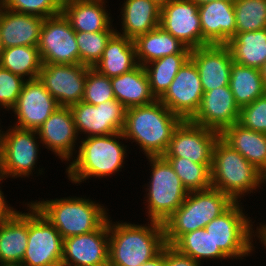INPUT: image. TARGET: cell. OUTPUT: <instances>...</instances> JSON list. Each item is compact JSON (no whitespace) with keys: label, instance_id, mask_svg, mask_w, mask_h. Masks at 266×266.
Segmentation results:
<instances>
[{"label":"cell","instance_id":"6da1fadb","mask_svg":"<svg viewBox=\"0 0 266 266\" xmlns=\"http://www.w3.org/2000/svg\"><path fill=\"white\" fill-rule=\"evenodd\" d=\"M108 217V266H141L156 256L164 247L162 223L150 221L139 225L123 221L113 222Z\"/></svg>","mask_w":266,"mask_h":266},{"label":"cell","instance_id":"7a4b0ae2","mask_svg":"<svg viewBox=\"0 0 266 266\" xmlns=\"http://www.w3.org/2000/svg\"><path fill=\"white\" fill-rule=\"evenodd\" d=\"M183 120L159 100L126 109L123 135L137 142L145 156H163L175 129Z\"/></svg>","mask_w":266,"mask_h":266},{"label":"cell","instance_id":"3957f363","mask_svg":"<svg viewBox=\"0 0 266 266\" xmlns=\"http://www.w3.org/2000/svg\"><path fill=\"white\" fill-rule=\"evenodd\" d=\"M120 139L126 140L123 132L82 138L76 159L67 166L68 179L80 184L89 177L105 178L120 171L127 154V145L121 144Z\"/></svg>","mask_w":266,"mask_h":266},{"label":"cell","instance_id":"277c9868","mask_svg":"<svg viewBox=\"0 0 266 266\" xmlns=\"http://www.w3.org/2000/svg\"><path fill=\"white\" fill-rule=\"evenodd\" d=\"M30 203L57 229L63 239L93 232L110 216L106 208L96 201L76 196Z\"/></svg>","mask_w":266,"mask_h":266},{"label":"cell","instance_id":"5b68a950","mask_svg":"<svg viewBox=\"0 0 266 266\" xmlns=\"http://www.w3.org/2000/svg\"><path fill=\"white\" fill-rule=\"evenodd\" d=\"M233 203L228 195L213 187L189 192L182 205L163 223L165 243L173 245L182 235L204 228Z\"/></svg>","mask_w":266,"mask_h":266},{"label":"cell","instance_id":"8992f818","mask_svg":"<svg viewBox=\"0 0 266 266\" xmlns=\"http://www.w3.org/2000/svg\"><path fill=\"white\" fill-rule=\"evenodd\" d=\"M211 184L234 202L238 198L241 202L242 195L261 188L263 173L219 138L213 151Z\"/></svg>","mask_w":266,"mask_h":266},{"label":"cell","instance_id":"52a82bcc","mask_svg":"<svg viewBox=\"0 0 266 266\" xmlns=\"http://www.w3.org/2000/svg\"><path fill=\"white\" fill-rule=\"evenodd\" d=\"M151 166L150 182L146 188L147 217L164 223L184 202L188 191L171 164L163 156H147Z\"/></svg>","mask_w":266,"mask_h":266},{"label":"cell","instance_id":"ba28073f","mask_svg":"<svg viewBox=\"0 0 266 266\" xmlns=\"http://www.w3.org/2000/svg\"><path fill=\"white\" fill-rule=\"evenodd\" d=\"M241 204L234 202L204 227L214 242L215 250H221L229 259H242L255 248L252 243L253 236H256L252 228L254 222L245 215Z\"/></svg>","mask_w":266,"mask_h":266},{"label":"cell","instance_id":"9c48e42d","mask_svg":"<svg viewBox=\"0 0 266 266\" xmlns=\"http://www.w3.org/2000/svg\"><path fill=\"white\" fill-rule=\"evenodd\" d=\"M10 127L0 129V172L6 178L29 177L38 161L37 131Z\"/></svg>","mask_w":266,"mask_h":266},{"label":"cell","instance_id":"30bf717a","mask_svg":"<svg viewBox=\"0 0 266 266\" xmlns=\"http://www.w3.org/2000/svg\"><path fill=\"white\" fill-rule=\"evenodd\" d=\"M27 206L28 246L21 265L62 266L63 238L31 203Z\"/></svg>","mask_w":266,"mask_h":266},{"label":"cell","instance_id":"8fae6325","mask_svg":"<svg viewBox=\"0 0 266 266\" xmlns=\"http://www.w3.org/2000/svg\"><path fill=\"white\" fill-rule=\"evenodd\" d=\"M37 48L43 64H79L76 31L62 12L44 19Z\"/></svg>","mask_w":266,"mask_h":266},{"label":"cell","instance_id":"7c38bea8","mask_svg":"<svg viewBox=\"0 0 266 266\" xmlns=\"http://www.w3.org/2000/svg\"><path fill=\"white\" fill-rule=\"evenodd\" d=\"M69 108L78 135L105 136L124 129L126 108L116 99H109L99 105L80 101Z\"/></svg>","mask_w":266,"mask_h":266},{"label":"cell","instance_id":"4fadbf2b","mask_svg":"<svg viewBox=\"0 0 266 266\" xmlns=\"http://www.w3.org/2000/svg\"><path fill=\"white\" fill-rule=\"evenodd\" d=\"M219 138V132L183 120L175 129L163 157H185L195 163L212 165Z\"/></svg>","mask_w":266,"mask_h":266},{"label":"cell","instance_id":"5bb4252c","mask_svg":"<svg viewBox=\"0 0 266 266\" xmlns=\"http://www.w3.org/2000/svg\"><path fill=\"white\" fill-rule=\"evenodd\" d=\"M203 94L198 69L189 59L159 101L182 120H191L200 107Z\"/></svg>","mask_w":266,"mask_h":266},{"label":"cell","instance_id":"9a60e30c","mask_svg":"<svg viewBox=\"0 0 266 266\" xmlns=\"http://www.w3.org/2000/svg\"><path fill=\"white\" fill-rule=\"evenodd\" d=\"M89 68L84 64H43L38 78L59 106L70 107L82 101Z\"/></svg>","mask_w":266,"mask_h":266},{"label":"cell","instance_id":"2e32d148","mask_svg":"<svg viewBox=\"0 0 266 266\" xmlns=\"http://www.w3.org/2000/svg\"><path fill=\"white\" fill-rule=\"evenodd\" d=\"M108 219L95 231L63 239L62 266H108Z\"/></svg>","mask_w":266,"mask_h":266},{"label":"cell","instance_id":"e0dca14e","mask_svg":"<svg viewBox=\"0 0 266 266\" xmlns=\"http://www.w3.org/2000/svg\"><path fill=\"white\" fill-rule=\"evenodd\" d=\"M58 107V102L45 89L39 78L27 79L16 104L11 109L14 115H17V122L13 126L37 131Z\"/></svg>","mask_w":266,"mask_h":266},{"label":"cell","instance_id":"ac0fdd59","mask_svg":"<svg viewBox=\"0 0 266 266\" xmlns=\"http://www.w3.org/2000/svg\"><path fill=\"white\" fill-rule=\"evenodd\" d=\"M159 26L190 49L202 47L198 6L190 0H171L162 7Z\"/></svg>","mask_w":266,"mask_h":266},{"label":"cell","instance_id":"d6986e66","mask_svg":"<svg viewBox=\"0 0 266 266\" xmlns=\"http://www.w3.org/2000/svg\"><path fill=\"white\" fill-rule=\"evenodd\" d=\"M240 108L229 86L204 92L200 107L192 123L221 133L239 120Z\"/></svg>","mask_w":266,"mask_h":266},{"label":"cell","instance_id":"ffe728a7","mask_svg":"<svg viewBox=\"0 0 266 266\" xmlns=\"http://www.w3.org/2000/svg\"><path fill=\"white\" fill-rule=\"evenodd\" d=\"M42 145L54 152L63 161L74 158L78 133L69 107H58L37 129Z\"/></svg>","mask_w":266,"mask_h":266},{"label":"cell","instance_id":"44dd1931","mask_svg":"<svg viewBox=\"0 0 266 266\" xmlns=\"http://www.w3.org/2000/svg\"><path fill=\"white\" fill-rule=\"evenodd\" d=\"M190 59L198 69L204 92L229 86L233 59L226 45H207L191 49Z\"/></svg>","mask_w":266,"mask_h":266},{"label":"cell","instance_id":"7402d4cb","mask_svg":"<svg viewBox=\"0 0 266 266\" xmlns=\"http://www.w3.org/2000/svg\"><path fill=\"white\" fill-rule=\"evenodd\" d=\"M202 47L226 45L235 36L236 19L233 0H219L198 7Z\"/></svg>","mask_w":266,"mask_h":266},{"label":"cell","instance_id":"603a6c76","mask_svg":"<svg viewBox=\"0 0 266 266\" xmlns=\"http://www.w3.org/2000/svg\"><path fill=\"white\" fill-rule=\"evenodd\" d=\"M105 0H62L61 12L76 32L117 31Z\"/></svg>","mask_w":266,"mask_h":266},{"label":"cell","instance_id":"cb8c5ba5","mask_svg":"<svg viewBox=\"0 0 266 266\" xmlns=\"http://www.w3.org/2000/svg\"><path fill=\"white\" fill-rule=\"evenodd\" d=\"M44 19L8 10L0 5V32L3 47L37 46Z\"/></svg>","mask_w":266,"mask_h":266},{"label":"cell","instance_id":"d4e9b609","mask_svg":"<svg viewBox=\"0 0 266 266\" xmlns=\"http://www.w3.org/2000/svg\"><path fill=\"white\" fill-rule=\"evenodd\" d=\"M28 213L0 221V266L21 264L28 246Z\"/></svg>","mask_w":266,"mask_h":266},{"label":"cell","instance_id":"484cf974","mask_svg":"<svg viewBox=\"0 0 266 266\" xmlns=\"http://www.w3.org/2000/svg\"><path fill=\"white\" fill-rule=\"evenodd\" d=\"M220 138L260 172L266 170V133L252 131L237 122L225 128Z\"/></svg>","mask_w":266,"mask_h":266},{"label":"cell","instance_id":"4316f807","mask_svg":"<svg viewBox=\"0 0 266 266\" xmlns=\"http://www.w3.org/2000/svg\"><path fill=\"white\" fill-rule=\"evenodd\" d=\"M111 84L115 99L126 109L148 105L157 100L151 91L148 75L142 65L111 78Z\"/></svg>","mask_w":266,"mask_h":266},{"label":"cell","instance_id":"83f0119b","mask_svg":"<svg viewBox=\"0 0 266 266\" xmlns=\"http://www.w3.org/2000/svg\"><path fill=\"white\" fill-rule=\"evenodd\" d=\"M122 34L135 40L159 26L161 8L151 0H124L121 8Z\"/></svg>","mask_w":266,"mask_h":266},{"label":"cell","instance_id":"f1b7e54d","mask_svg":"<svg viewBox=\"0 0 266 266\" xmlns=\"http://www.w3.org/2000/svg\"><path fill=\"white\" fill-rule=\"evenodd\" d=\"M138 66L134 41L115 33L107 42L102 58L93 66L109 78L130 72Z\"/></svg>","mask_w":266,"mask_h":266},{"label":"cell","instance_id":"f546056e","mask_svg":"<svg viewBox=\"0 0 266 266\" xmlns=\"http://www.w3.org/2000/svg\"><path fill=\"white\" fill-rule=\"evenodd\" d=\"M134 41L138 65H146L167 55L191 53L179 39L164 31L160 26L146 34L138 36Z\"/></svg>","mask_w":266,"mask_h":266},{"label":"cell","instance_id":"4dcf8cb0","mask_svg":"<svg viewBox=\"0 0 266 266\" xmlns=\"http://www.w3.org/2000/svg\"><path fill=\"white\" fill-rule=\"evenodd\" d=\"M226 46L232 54L233 62L261 69L266 63V28L237 33Z\"/></svg>","mask_w":266,"mask_h":266},{"label":"cell","instance_id":"1f68e13d","mask_svg":"<svg viewBox=\"0 0 266 266\" xmlns=\"http://www.w3.org/2000/svg\"><path fill=\"white\" fill-rule=\"evenodd\" d=\"M229 87L239 108L266 94L261 70L236 62L231 66Z\"/></svg>","mask_w":266,"mask_h":266},{"label":"cell","instance_id":"d6a6232c","mask_svg":"<svg viewBox=\"0 0 266 266\" xmlns=\"http://www.w3.org/2000/svg\"><path fill=\"white\" fill-rule=\"evenodd\" d=\"M42 60L37 46H15L4 48L0 57V66L24 79L39 77ZM28 76V77H27ZM27 77V78H25Z\"/></svg>","mask_w":266,"mask_h":266},{"label":"cell","instance_id":"836d02e7","mask_svg":"<svg viewBox=\"0 0 266 266\" xmlns=\"http://www.w3.org/2000/svg\"><path fill=\"white\" fill-rule=\"evenodd\" d=\"M191 53H176L144 65L151 91L159 100L169 88L179 69L190 59Z\"/></svg>","mask_w":266,"mask_h":266},{"label":"cell","instance_id":"e575fe53","mask_svg":"<svg viewBox=\"0 0 266 266\" xmlns=\"http://www.w3.org/2000/svg\"><path fill=\"white\" fill-rule=\"evenodd\" d=\"M172 246L199 263L208 258L228 259L221 250H215L214 242L204 228L182 235Z\"/></svg>","mask_w":266,"mask_h":266},{"label":"cell","instance_id":"d590c367","mask_svg":"<svg viewBox=\"0 0 266 266\" xmlns=\"http://www.w3.org/2000/svg\"><path fill=\"white\" fill-rule=\"evenodd\" d=\"M173 167L183 186L188 192L205 190L212 187L211 167L195 163L181 157H164Z\"/></svg>","mask_w":266,"mask_h":266},{"label":"cell","instance_id":"8d00e7d4","mask_svg":"<svg viewBox=\"0 0 266 266\" xmlns=\"http://www.w3.org/2000/svg\"><path fill=\"white\" fill-rule=\"evenodd\" d=\"M235 9V35L240 32L266 28V0H233Z\"/></svg>","mask_w":266,"mask_h":266},{"label":"cell","instance_id":"74e56055","mask_svg":"<svg viewBox=\"0 0 266 266\" xmlns=\"http://www.w3.org/2000/svg\"><path fill=\"white\" fill-rule=\"evenodd\" d=\"M116 31L76 32L79 64L93 67L101 58L107 42Z\"/></svg>","mask_w":266,"mask_h":266},{"label":"cell","instance_id":"f35d334b","mask_svg":"<svg viewBox=\"0 0 266 266\" xmlns=\"http://www.w3.org/2000/svg\"><path fill=\"white\" fill-rule=\"evenodd\" d=\"M109 99H115L111 78L100 74L96 69L90 67L84 85L82 101L99 105Z\"/></svg>","mask_w":266,"mask_h":266},{"label":"cell","instance_id":"ab89813d","mask_svg":"<svg viewBox=\"0 0 266 266\" xmlns=\"http://www.w3.org/2000/svg\"><path fill=\"white\" fill-rule=\"evenodd\" d=\"M0 5L8 10L47 18L61 13L62 0H0Z\"/></svg>","mask_w":266,"mask_h":266},{"label":"cell","instance_id":"60d3db41","mask_svg":"<svg viewBox=\"0 0 266 266\" xmlns=\"http://www.w3.org/2000/svg\"><path fill=\"white\" fill-rule=\"evenodd\" d=\"M238 123L252 131L266 133V94L240 108Z\"/></svg>","mask_w":266,"mask_h":266},{"label":"cell","instance_id":"b9f144b4","mask_svg":"<svg viewBox=\"0 0 266 266\" xmlns=\"http://www.w3.org/2000/svg\"><path fill=\"white\" fill-rule=\"evenodd\" d=\"M26 79L0 66V107L11 110L16 104Z\"/></svg>","mask_w":266,"mask_h":266},{"label":"cell","instance_id":"7bdbcfd3","mask_svg":"<svg viewBox=\"0 0 266 266\" xmlns=\"http://www.w3.org/2000/svg\"><path fill=\"white\" fill-rule=\"evenodd\" d=\"M165 265L166 266H200L201 263L179 252L172 245L165 244Z\"/></svg>","mask_w":266,"mask_h":266},{"label":"cell","instance_id":"ee69618b","mask_svg":"<svg viewBox=\"0 0 266 266\" xmlns=\"http://www.w3.org/2000/svg\"><path fill=\"white\" fill-rule=\"evenodd\" d=\"M4 178L5 177L0 172V181H2ZM1 190L2 189H0V221L12 217L17 212V209H13V207L9 206L6 203V197L4 196V193Z\"/></svg>","mask_w":266,"mask_h":266},{"label":"cell","instance_id":"f6af8a7d","mask_svg":"<svg viewBox=\"0 0 266 266\" xmlns=\"http://www.w3.org/2000/svg\"><path fill=\"white\" fill-rule=\"evenodd\" d=\"M141 266H166L165 265V245L156 256L146 261Z\"/></svg>","mask_w":266,"mask_h":266},{"label":"cell","instance_id":"bcb514c9","mask_svg":"<svg viewBox=\"0 0 266 266\" xmlns=\"http://www.w3.org/2000/svg\"><path fill=\"white\" fill-rule=\"evenodd\" d=\"M256 230V237L259 238L258 240L261 241L263 247L266 248V224H260L259 228L257 226Z\"/></svg>","mask_w":266,"mask_h":266},{"label":"cell","instance_id":"7dc6e473","mask_svg":"<svg viewBox=\"0 0 266 266\" xmlns=\"http://www.w3.org/2000/svg\"><path fill=\"white\" fill-rule=\"evenodd\" d=\"M260 70H261L263 85L266 91V63L263 65V67Z\"/></svg>","mask_w":266,"mask_h":266},{"label":"cell","instance_id":"c3c4849f","mask_svg":"<svg viewBox=\"0 0 266 266\" xmlns=\"http://www.w3.org/2000/svg\"><path fill=\"white\" fill-rule=\"evenodd\" d=\"M153 1L157 6L160 8L164 7L166 4H168L171 0H151Z\"/></svg>","mask_w":266,"mask_h":266},{"label":"cell","instance_id":"681fc988","mask_svg":"<svg viewBox=\"0 0 266 266\" xmlns=\"http://www.w3.org/2000/svg\"><path fill=\"white\" fill-rule=\"evenodd\" d=\"M190 1L194 2L199 7L203 4L213 2V1H219V0H190Z\"/></svg>","mask_w":266,"mask_h":266},{"label":"cell","instance_id":"f907efd6","mask_svg":"<svg viewBox=\"0 0 266 266\" xmlns=\"http://www.w3.org/2000/svg\"><path fill=\"white\" fill-rule=\"evenodd\" d=\"M4 50V47H3V44H2V39H1V32H0V57H1V54Z\"/></svg>","mask_w":266,"mask_h":266},{"label":"cell","instance_id":"816d5d0a","mask_svg":"<svg viewBox=\"0 0 266 266\" xmlns=\"http://www.w3.org/2000/svg\"><path fill=\"white\" fill-rule=\"evenodd\" d=\"M263 183H266V170L263 172Z\"/></svg>","mask_w":266,"mask_h":266},{"label":"cell","instance_id":"f5cc1de1","mask_svg":"<svg viewBox=\"0 0 266 266\" xmlns=\"http://www.w3.org/2000/svg\"><path fill=\"white\" fill-rule=\"evenodd\" d=\"M4 266H23L21 264H15V265H4Z\"/></svg>","mask_w":266,"mask_h":266}]
</instances>
